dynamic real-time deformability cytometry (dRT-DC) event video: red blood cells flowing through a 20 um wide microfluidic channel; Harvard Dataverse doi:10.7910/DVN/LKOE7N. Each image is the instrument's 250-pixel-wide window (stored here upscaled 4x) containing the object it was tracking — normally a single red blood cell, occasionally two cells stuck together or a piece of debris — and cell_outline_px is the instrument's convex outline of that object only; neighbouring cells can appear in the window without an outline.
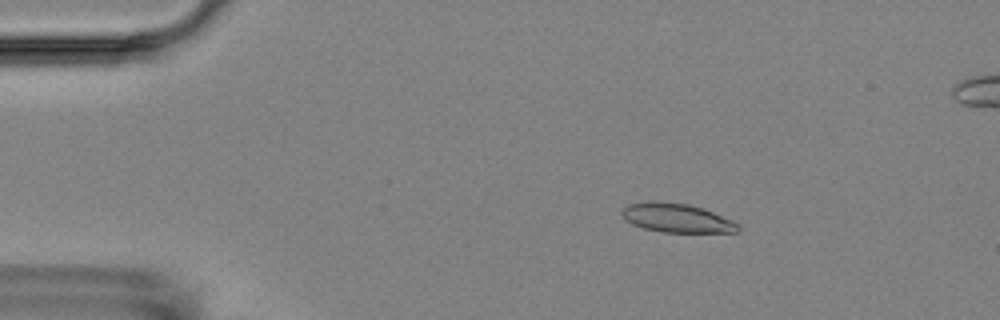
{"species": "Egyptian fruit bat (a non-hibernating species)", "species_latin": "Rousettus aegyptiacus", "temperature_condition": "room temperature", "stored_images_in_passage": 4, "camera_frame_rate_fps": 3000, "um_per_image_px": 0.085, "animal": {"sex": "female"}, "frame": {"image": 1, "passage_image": 2, "time_ms": 1.0, "image_size_px": [1000, 320], "cell_outline_px": [[740, 232], [660, 232], [644, 228], [632, 224], [620, 212], [628, 204], [652, 200], [688, 204], [712, 212], [732, 220], [740, 224]], "centroid_in_image_um": [57.53, 18.53], "position_along_channel_um": 27.5, "area_um2": 19.48}}